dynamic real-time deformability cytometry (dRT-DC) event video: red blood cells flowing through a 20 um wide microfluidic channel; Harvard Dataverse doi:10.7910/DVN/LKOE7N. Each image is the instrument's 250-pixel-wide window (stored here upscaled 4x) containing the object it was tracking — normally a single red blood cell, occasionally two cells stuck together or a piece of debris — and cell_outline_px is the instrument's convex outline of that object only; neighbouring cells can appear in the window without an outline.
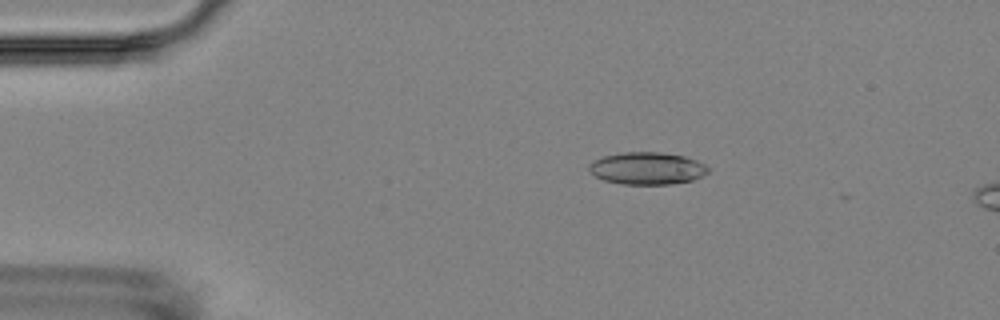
{"species": "Egyptian fruit bat (a non-hibernating species)", "species_latin": "Rousettus aegyptiacus", "temperature_condition": "room temperature", "stored_images_in_passage": 5, "camera_frame_rate_fps": 3000, "um_per_image_px": 0.085, "animal": {"sex": "female"}, "frame": {"image": 1, "passage_image": 3, "time_ms": 3.0, "image_size_px": [1000, 320], "cell_outline_px": [[708, 172], [692, 180], [668, 184], [620, 184], [604, 180], [596, 176], [588, 168], [588, 164], [592, 160], [604, 156], [624, 152], [660, 152], [684, 156], [696, 160], [704, 164], [708, 168]], "centroid_in_image_um": [54.97, 14.3], "position_along_channel_um": 30.0, "area_um2": 22.25}}